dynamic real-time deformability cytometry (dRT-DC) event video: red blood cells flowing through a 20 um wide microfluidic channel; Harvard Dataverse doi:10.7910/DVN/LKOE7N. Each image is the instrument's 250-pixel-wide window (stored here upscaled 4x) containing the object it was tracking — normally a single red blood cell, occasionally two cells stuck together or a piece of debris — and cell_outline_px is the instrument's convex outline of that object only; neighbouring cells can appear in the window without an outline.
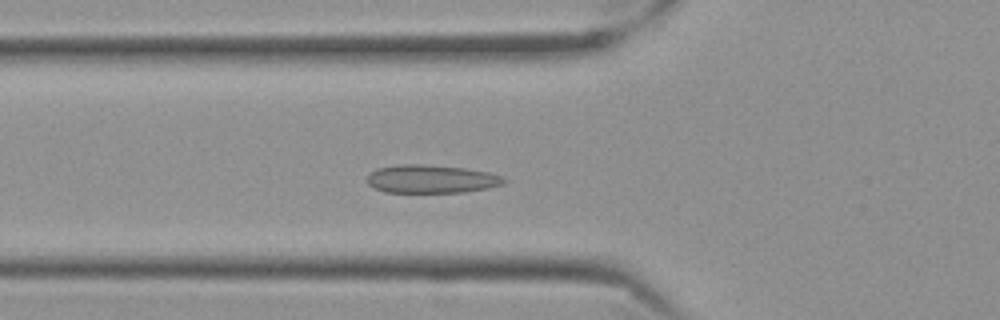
{"species": "Egyptian fruit bat (a non-hibernating species)", "species_latin": "Rousettus aegyptiacus", "temperature_condition": "cold", "stored_images_in_passage": 57, "camera_frame_rate_fps": 3000, "um_per_image_px": 0.085, "frame": {"image": 1, "passage_image": 19, "time_ms": 6.0, "image_size_px": [1000, 320], "cell_outline_px": [[508, 180], [504, 184], [488, 188], [464, 192], [384, 192], [368, 184], [368, 176], [376, 168], [400, 164], [420, 164], [464, 168], [488, 172], [500, 176]], "centroid_in_image_um": [36.67, 15.21], "position_along_channel_um": 89.1, "area_um2": 22.37}}
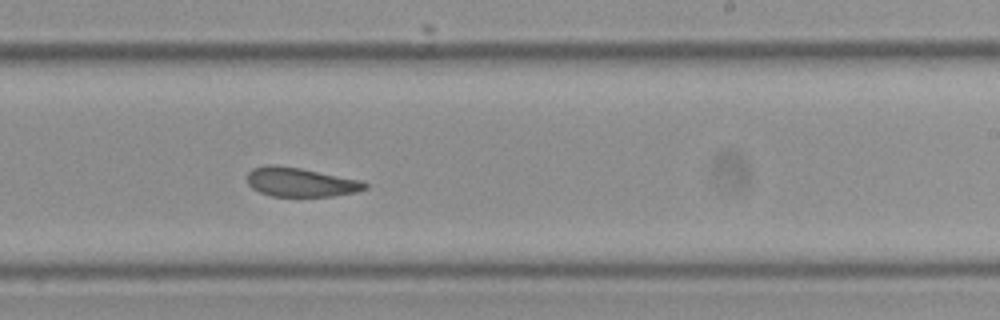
{"frame": {"image": 2, "passage_image": 34, "time_ms": 11.0, "image_size_px": [1000, 320], "cell_outline_px": [[368, 188], [356, 192], [332, 196], [272, 196], [260, 192], [252, 188], [248, 184], [248, 172], [252, 168], [300, 168], [360, 180], [368, 184]], "centroid_in_image_um": [25.62, 15.53], "position_along_channel_um": 263.4, "area_um2": 19.13}}
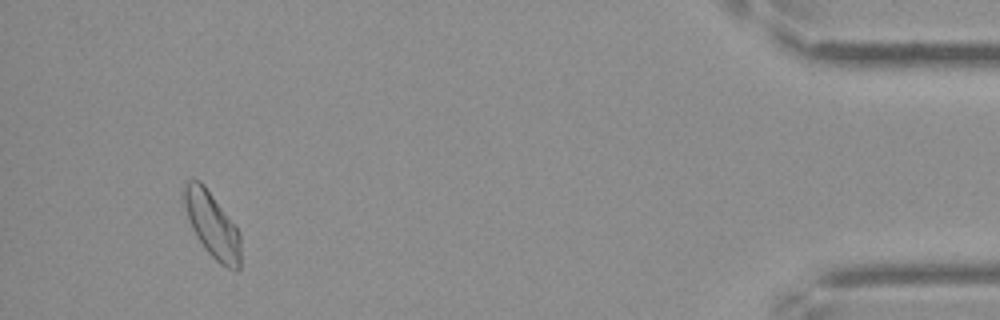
{"frame": {"image": 3, "passage_image": 53, "time_ms": 17.333, "image_size_px": [1000, 320], "cell_outline_px": [[240, 268], [236, 272], [220, 264], [204, 248], [196, 236], [192, 228], [180, 196], [184, 184], [188, 180], [200, 180], [204, 184], [240, 232]], "centroid_in_image_um": [18.0, 19.09], "position_along_channel_um": 417.2, "area_um2": 21.73}, "authors_computed_cell_mechanics": {"area_um2": 21.5016, "velocity_mm_per_s": 3.4789, "shape_relaxation_time_tau1_ms": 7.3721, "shape_relaxation_time_tau2_ms": 1.8391, "deformation_change_tau1": 0.1121, "deformation_change_tau2": 0.0498}}